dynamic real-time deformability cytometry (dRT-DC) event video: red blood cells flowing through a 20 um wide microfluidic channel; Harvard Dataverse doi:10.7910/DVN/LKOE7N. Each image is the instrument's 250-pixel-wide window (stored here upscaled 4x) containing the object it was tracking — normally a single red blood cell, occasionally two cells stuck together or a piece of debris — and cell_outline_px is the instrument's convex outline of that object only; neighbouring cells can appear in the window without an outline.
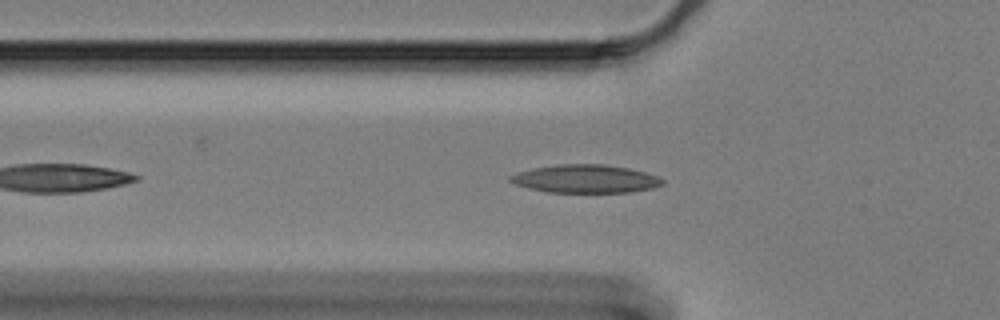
{"species": "Egyptian fruit bat (a non-hibernating species)", "species_latin": "Rousettus aegyptiacus", "temperature_condition": "cold", "stored_images_in_passage": 32, "camera_frame_rate_fps": 3000, "um_per_image_px": 0.085, "animal": {"sex": "female"}, "frame": {"image": 1, "passage_image": 8, "time_ms": 2.333, "image_size_px": [1000, 320], "cell_outline_px": [[664, 184], [652, 188], [632, 192], [548, 192], [528, 188], [516, 184], [508, 180], [508, 176], [520, 172], [536, 168], [560, 164], [604, 164], [628, 168], [644, 172], [656, 176], [664, 180]], "centroid_in_image_um": [49.78, 15.2], "position_along_channel_um": 76.0, "area_um2": 24.74}}
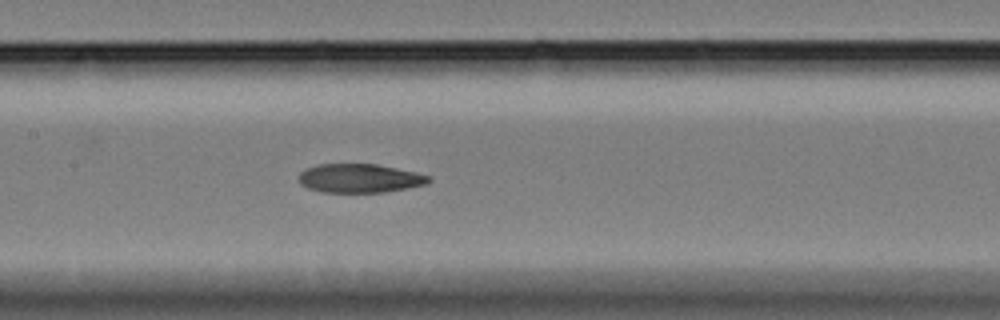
{"frame": {"image": 2, "passage_image": 17, "time_ms": 5.333, "image_size_px": [1000, 320], "cell_outline_px": [[432, 180], [428, 184], [384, 192], [320, 192], [308, 188], [300, 184], [300, 172], [316, 164], [376, 164], [416, 172], [432, 176]], "centroid_in_image_um": [30.61, 15.15], "position_along_channel_um": 176.8, "area_um2": 21.85}}
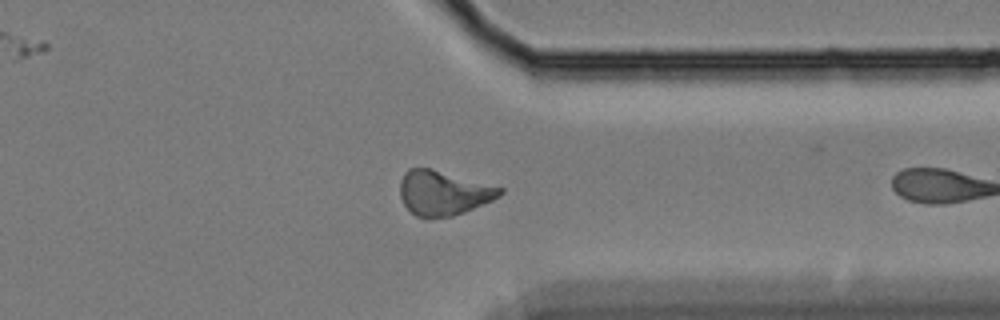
{"frame": {"image": 3, "passage_image": 31, "time_ms": 10.0, "image_size_px": [1000, 320], "cell_outline_px": [[504, 192], [500, 196], [492, 200], [464, 212], [452, 216], [416, 216], [404, 204], [400, 196], [400, 180], [404, 172], [408, 168], [432, 168], [504, 188]], "centroid_in_image_um": [37.68, 16.36], "position_along_channel_um": 373.7, "area_um2": 25.72}}